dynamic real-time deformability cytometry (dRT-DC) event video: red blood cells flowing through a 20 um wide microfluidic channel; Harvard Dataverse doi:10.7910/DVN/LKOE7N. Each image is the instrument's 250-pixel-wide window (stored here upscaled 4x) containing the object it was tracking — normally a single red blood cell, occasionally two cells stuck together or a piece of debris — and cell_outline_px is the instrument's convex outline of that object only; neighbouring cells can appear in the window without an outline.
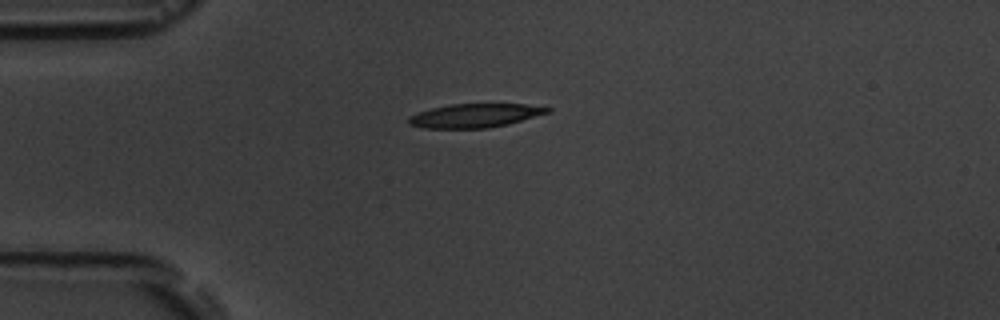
{"species": "common noctule bat (a hibernating species)", "species_latin": "Nyctalus noctula", "temperature_condition": "room temperature", "stored_images_in_passage": 5, "camera_frame_rate_fps": 3000, "um_per_image_px": 0.085, "animal": {"sex": "male", "body_mass_g": 19.5, "forearm_length_mm": 54.6}, "frame": {"image": 1, "passage_image": 1, "time_ms": 0.0, "image_size_px": [1000, 320], "cell_outline_px": [[552, 112], [508, 124], [488, 128], [424, 128], [408, 124], [408, 116], [432, 108], [452, 104], [524, 104], [552, 108]], "centroid_in_image_um": [40.4, 9.83], "position_along_channel_um": 44.6, "area_um2": 19.19}}
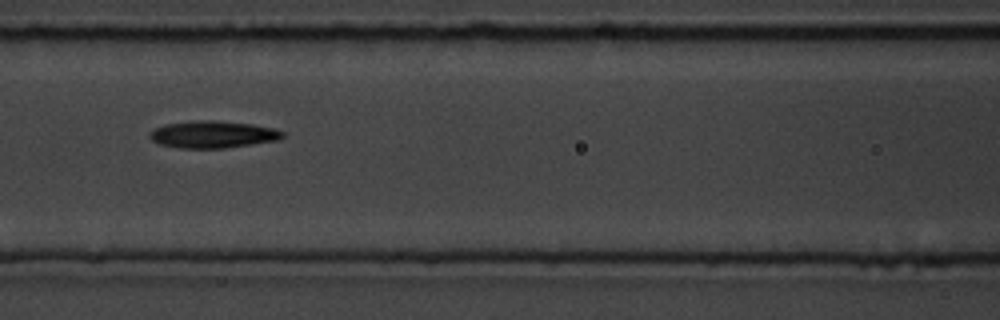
{"frame": {"image": 2, "passage_image": 4, "time_ms": 3.333, "image_size_px": [1000, 320], "cell_outline_px": [[284, 136], [280, 140], [224, 148], [180, 148], [160, 144], [152, 140], [148, 136], [148, 132], [164, 124], [196, 120], [216, 120], [252, 124], [276, 128], [284, 132]], "centroid_in_image_um": [18.11, 11.42], "position_along_channel_um": 148.5, "area_um2": 21.15}}
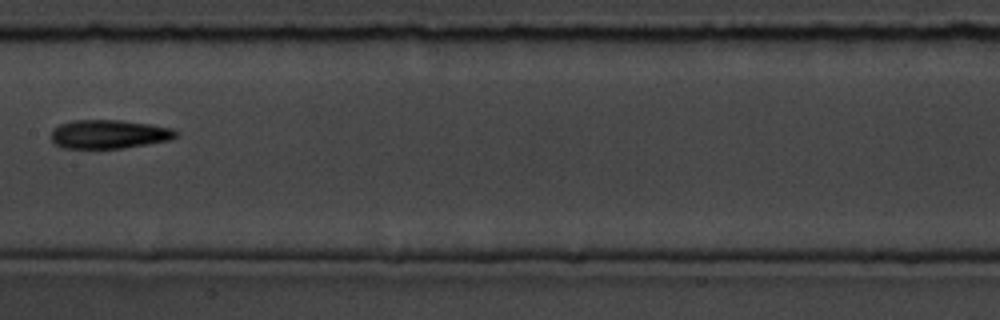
{"frame": {"image": 3, "passage_image": 5, "time_ms": 4.667, "image_size_px": [1000, 320], "cell_outline_px": [[180, 132], [172, 140], [124, 148], [64, 148], [56, 144], [52, 140], [52, 132], [60, 124], [72, 120], [120, 120], [152, 124], [172, 128]], "centroid_in_image_um": [9.33, 11.4], "position_along_channel_um": 198.1, "area_um2": 20.98}}